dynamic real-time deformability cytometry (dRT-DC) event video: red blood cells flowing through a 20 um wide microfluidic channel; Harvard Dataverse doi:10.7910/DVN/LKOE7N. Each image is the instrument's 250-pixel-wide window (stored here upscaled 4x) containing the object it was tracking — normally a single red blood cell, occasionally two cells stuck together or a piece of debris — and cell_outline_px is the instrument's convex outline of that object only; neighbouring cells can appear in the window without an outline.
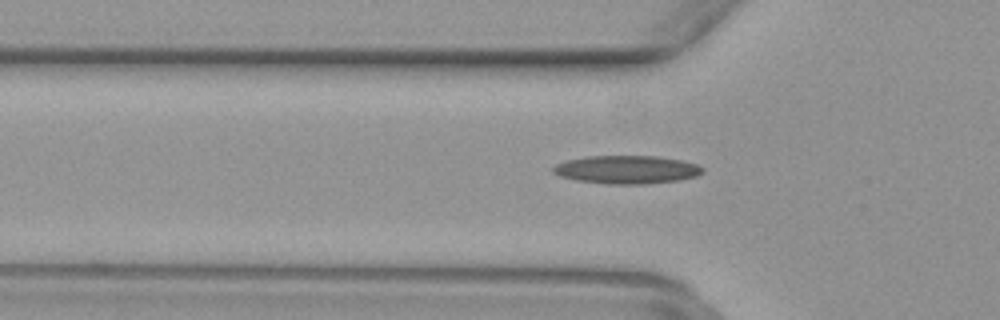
{"species": "common noctule bat (a hibernating species)", "species_latin": "Nyctalus noctula", "temperature_condition": "warm", "stored_images_in_passage": 32, "camera_frame_rate_fps": 3000, "um_per_image_px": 0.085, "animal": {"sex": "female", "body_mass_g": 29.2, "forearm_length_mm": 56.3}, "frame": {"image": 1, "passage_image": 5, "time_ms": 1.333, "image_size_px": [1000, 320], "cell_outline_px": [[704, 172], [696, 176], [676, 180], [648, 184], [608, 184], [576, 180], [560, 176], [552, 172], [552, 168], [556, 164], [568, 160], [588, 156], [656, 156], [680, 160], [696, 164], [704, 168]], "centroid_in_image_um": [53.26, 14.42], "position_along_channel_um": 72.5, "area_um2": 24.45}}
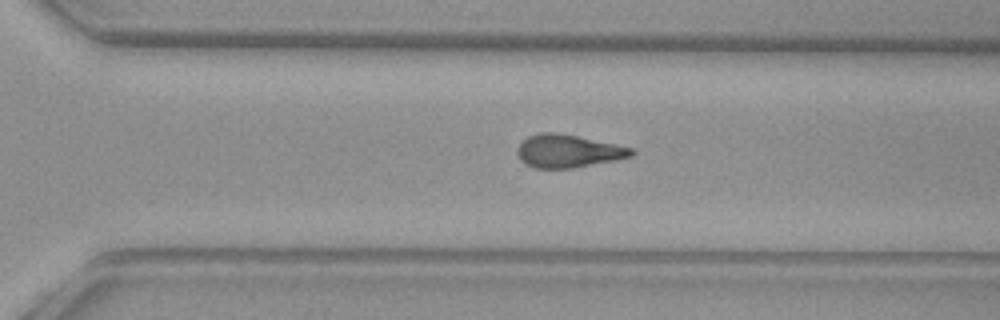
{"frame": {"image": 2, "passage_image": 23, "time_ms": 7.333, "image_size_px": [1000, 320], "cell_outline_px": [[636, 152], [632, 156], [616, 160], [572, 168], [532, 168], [524, 164], [520, 160], [516, 152], [516, 148], [528, 136], [540, 132], [552, 132], [576, 136], [636, 148]], "centroid_in_image_um": [48.29, 12.85], "position_along_channel_um": 322.3, "area_um2": 22.02}}
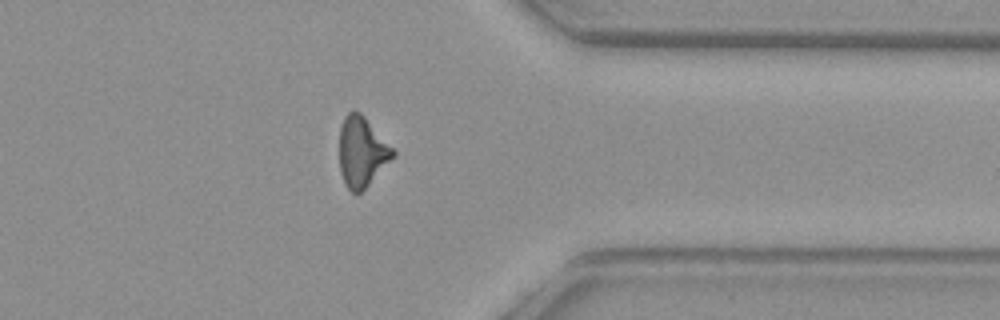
{"frame": {"image": 3, "passage_image": 28, "time_ms": 9.0, "image_size_px": [1000, 320], "cell_outline_px": [[396, 156], [356, 196], [344, 184], [340, 172], [340, 128], [344, 116], [348, 112], [360, 112], [364, 116], [396, 152]], "centroid_in_image_um": [30.75, 12.93], "position_along_channel_um": 380.6, "area_um2": 21.68}}